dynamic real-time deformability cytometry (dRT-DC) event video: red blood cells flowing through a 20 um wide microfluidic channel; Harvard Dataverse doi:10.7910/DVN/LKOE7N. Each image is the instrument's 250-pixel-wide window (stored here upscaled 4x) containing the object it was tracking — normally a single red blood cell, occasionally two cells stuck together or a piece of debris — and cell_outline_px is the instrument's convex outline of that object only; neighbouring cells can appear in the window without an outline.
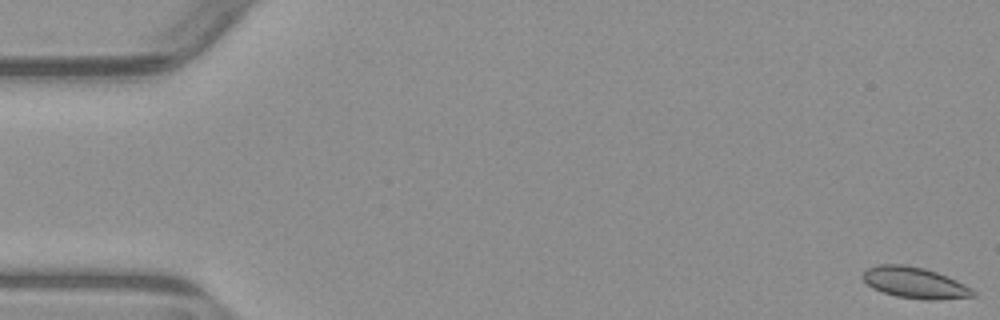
{"species": "common noctule bat (a hibernating species)", "species_latin": "Nyctalus noctula", "temperature_condition": "warm", "stored_images_in_passage": 16, "camera_frame_rate_fps": 3000, "um_per_image_px": 0.085, "animal": {"sex": "male", "body_mass_g": 23.1, "forearm_length_mm": 52.7}, "frame": {"image": 1, "passage_image": 1, "time_ms": 0.0, "image_size_px": [1000, 320], "cell_outline_px": [[976, 296], [936, 300], [924, 300], [896, 296], [872, 288], [860, 276], [868, 268], [876, 264], [904, 264], [924, 268], [948, 276], [972, 288], [976, 292]], "centroid_in_image_um": [77.76, 24.03], "position_along_channel_um": 7.2, "area_um2": 20.11}}
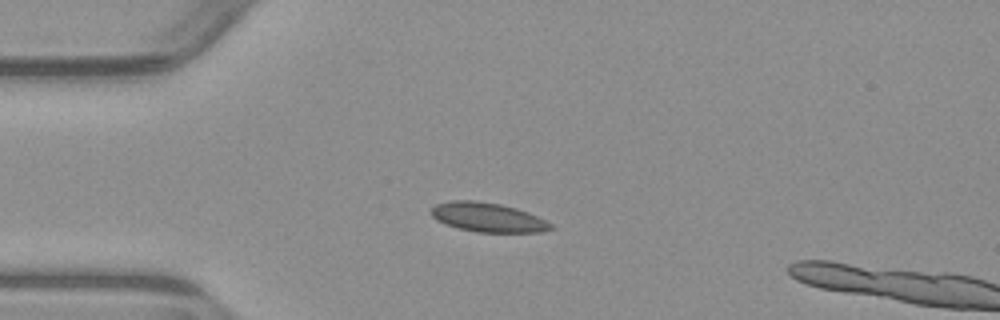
{"frame": {"image": 2, "passage_image": 14, "time_ms": 4.333, "image_size_px": [1000, 320], "cell_outline_px": [[556, 228], [540, 232], [476, 232], [444, 224], [436, 220], [428, 212], [436, 204], [448, 200], [476, 200], [500, 204], [516, 208], [528, 212], [552, 224]], "centroid_in_image_um": [41.43, 18.46], "position_along_channel_um": 43.6, "area_um2": 20.52}}